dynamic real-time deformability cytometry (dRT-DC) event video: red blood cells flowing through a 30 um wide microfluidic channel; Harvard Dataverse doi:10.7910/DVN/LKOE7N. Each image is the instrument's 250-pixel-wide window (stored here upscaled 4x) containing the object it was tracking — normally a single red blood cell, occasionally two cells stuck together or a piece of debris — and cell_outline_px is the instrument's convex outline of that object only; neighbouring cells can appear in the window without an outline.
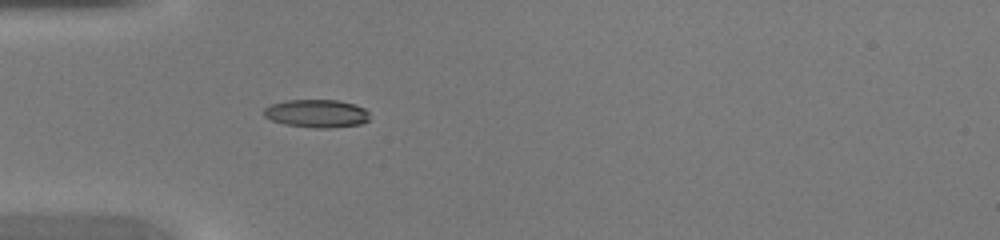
{"species": "common noctule bat (a hibernating species)", "species_latin": "Nyctalus noctula", "temperature_condition": "warm", "stored_images_in_passage": 32, "camera_frame_rate_fps": 3000, "um_per_image_px": 0.085, "animal": {"sex": "female", "body_mass_g": 20.0, "forearm_length_mm": 54.0}, "frame": {"image": 1, "passage_image": 1, "time_ms": 0.0, "image_size_px": [1000, 240], "cell_outline_px": [[368, 120], [360, 124], [328, 128], [316, 128], [284, 124], [272, 120], [264, 116], [264, 108], [272, 104], [284, 100], [336, 100], [356, 104], [364, 108], [368, 112]], "centroid_in_image_um": [26.91, 9.64], "position_along_channel_um": 58.1, "area_um2": 17.22}}
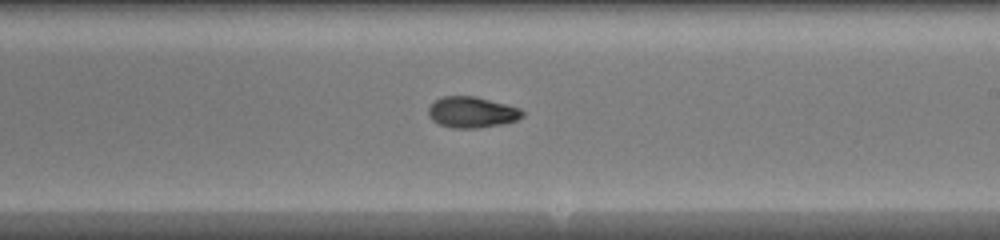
{"frame": {"image": 2, "passage_image": 14, "time_ms": 4.333, "image_size_px": [1000, 240], "cell_outline_px": [[524, 116], [516, 120], [500, 124], [476, 128], [452, 128], [440, 124], [432, 120], [428, 116], [428, 108], [436, 100], [444, 96], [476, 96], [520, 108], [524, 112]], "centroid_in_image_um": [40.1, 9.54], "position_along_channel_um": 248.9, "area_um2": 16.88}}
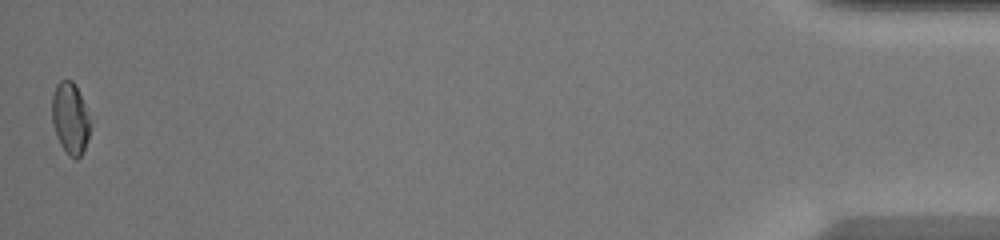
{"frame": {"image": 3, "passage_image": 32, "time_ms": 10.333, "image_size_px": [1000, 240], "cell_outline_px": [[92, 124], [84, 148], [80, 156], [76, 160], [68, 156], [60, 144], [56, 136], [52, 124], [52, 96], [56, 84], [60, 80], [72, 80], [76, 84]], "centroid_in_image_um": [5.96, 10.06], "position_along_channel_um": 429.2, "area_um2": 16.13}}